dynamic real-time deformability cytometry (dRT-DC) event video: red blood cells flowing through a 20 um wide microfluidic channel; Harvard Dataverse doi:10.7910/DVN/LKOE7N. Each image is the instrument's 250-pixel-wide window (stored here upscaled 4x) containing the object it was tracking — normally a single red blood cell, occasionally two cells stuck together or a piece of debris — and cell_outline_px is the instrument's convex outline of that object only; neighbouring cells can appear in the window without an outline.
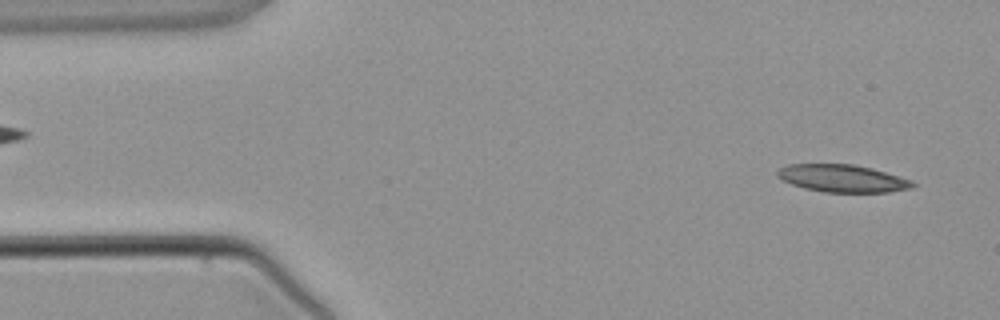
{"species": "common noctule bat (a hibernating species)", "species_latin": "Nyctalus noctula", "temperature_condition": "warm", "stored_images_in_passage": 3, "segment_of_instrument_passage": [2, 2], "camera_frame_rate_fps": 3000, "um_per_image_px": 0.085, "animal": {"sex": "male", "body_mass_g": 21.5, "forearm_length_mm": 52.0}, "frame": {"image": 1, "passage_image": 3, "time_ms": 2.333, "image_size_px": [1000, 320], "cell_outline_px": [[916, 184], [912, 188], [888, 192], [824, 192], [804, 188], [780, 180], [776, 176], [776, 172], [780, 168], [788, 164], [852, 164], [872, 168], [912, 180]], "centroid_in_image_um": [71.59, 15.16], "position_along_channel_um": 13.4, "area_um2": 21.73}}